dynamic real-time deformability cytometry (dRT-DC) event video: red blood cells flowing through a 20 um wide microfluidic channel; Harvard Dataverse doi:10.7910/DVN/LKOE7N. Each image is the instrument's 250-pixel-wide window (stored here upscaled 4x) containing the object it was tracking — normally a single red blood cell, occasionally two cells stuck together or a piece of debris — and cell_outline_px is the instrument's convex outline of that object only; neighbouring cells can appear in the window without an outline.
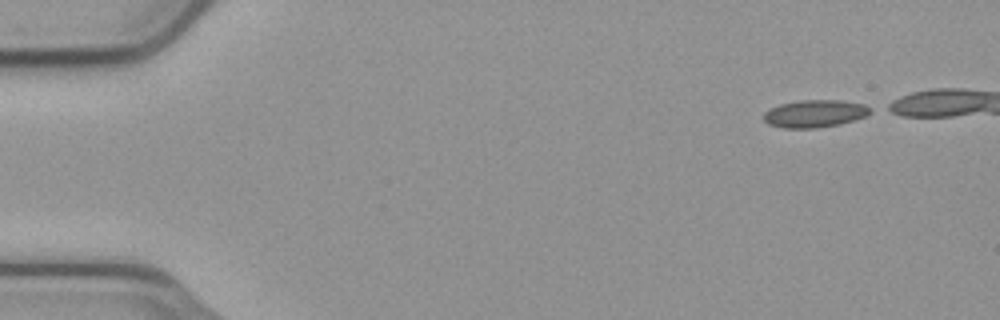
{"species": "common noctule bat (a hibernating species)", "species_latin": "Nyctalus noctula", "temperature_condition": "cold", "stored_images_in_passage": 41, "camera_frame_rate_fps": 3000, "um_per_image_px": 0.085, "animal": {"sex": "male", "body_mass_g": 23.1, "forearm_length_mm": 52.7}, "frame": {"image": 1, "passage_image": 1, "time_ms": 0.0, "image_size_px": [1000, 320], "cell_outline_px": [[872, 112], [864, 116], [840, 124], [812, 128], [784, 128], [768, 124], [764, 120], [764, 112], [780, 104], [800, 100], [840, 100], [864, 104], [872, 108]], "centroid_in_image_um": [69.26, 9.65], "position_along_channel_um": 15.7, "area_um2": 16.94}}
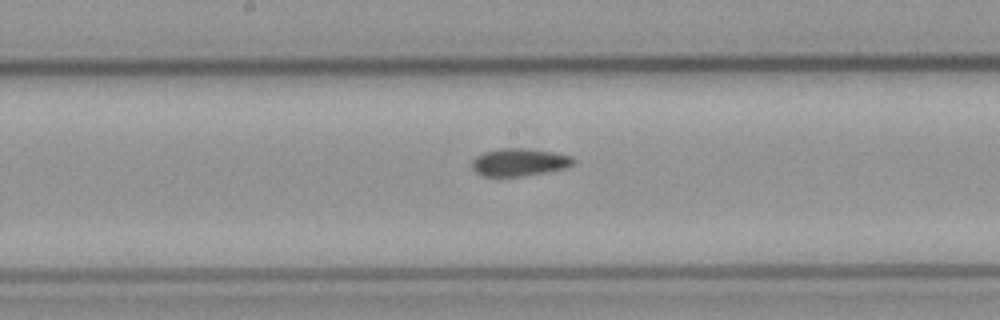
{"frame": {"image": 2, "passage_image": 25, "time_ms": 8.0, "image_size_px": [1000, 320], "cell_outline_px": [[576, 160], [572, 164], [564, 168], [548, 172], [524, 176], [484, 176], [476, 172], [472, 168], [472, 160], [476, 156], [484, 152], [500, 148], [520, 148], [552, 152], [572, 156]], "centroid_in_image_um": [44.13, 13.79], "position_along_channel_um": 204.1, "area_um2": 16.24}}
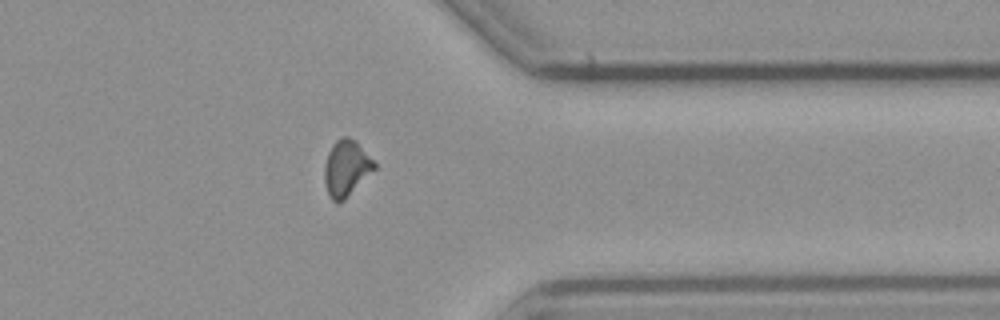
{"frame": {"image": 3, "passage_image": 40, "time_ms": 13.0, "image_size_px": [1000, 320], "cell_outline_px": [[376, 168], [344, 200], [336, 204], [328, 196], [324, 180], [324, 164], [328, 152], [332, 144], [336, 140], [344, 136], [348, 136], [356, 140], [376, 164]], "centroid_in_image_um": [29.41, 14.29], "position_along_channel_um": 382.0, "area_um2": 16.42}}